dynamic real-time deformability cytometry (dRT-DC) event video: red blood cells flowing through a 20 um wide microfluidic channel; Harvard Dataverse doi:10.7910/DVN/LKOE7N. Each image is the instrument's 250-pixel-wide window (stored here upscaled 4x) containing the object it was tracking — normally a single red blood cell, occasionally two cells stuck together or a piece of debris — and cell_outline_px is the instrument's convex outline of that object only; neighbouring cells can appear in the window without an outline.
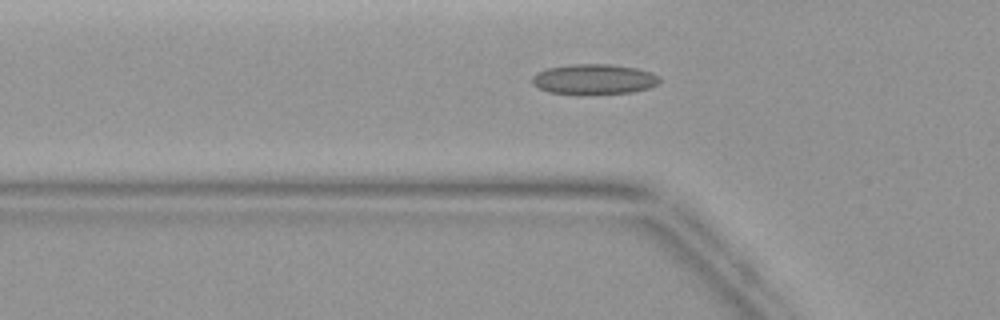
{"species": "common noctule bat (a hibernating species)", "species_latin": "Nyctalus noctula", "temperature_condition": "warm", "stored_images_in_passage": 43, "camera_frame_rate_fps": 3000, "um_per_image_px": 0.085, "animal": {"sex": "female", "body_mass_g": 19.9}, "frame": {"image": 1, "passage_image": 13, "time_ms": 4.0, "image_size_px": [1000, 320], "cell_outline_px": [[660, 80], [656, 84], [648, 88], [632, 92], [548, 92], [532, 84], [532, 76], [536, 72], [548, 68], [572, 64], [608, 64], [636, 68], [652, 72], [660, 76]], "centroid_in_image_um": [50.5, 6.69], "position_along_channel_um": 75.3, "area_um2": 21.73}}
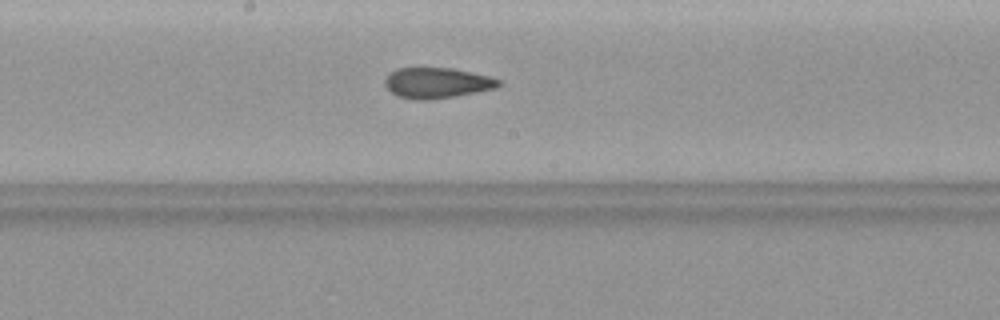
{"frame": {"image": 2, "passage_image": 22, "time_ms": 7.0, "image_size_px": [1000, 320], "cell_outline_px": [[500, 84], [496, 88], [456, 96], [432, 100], [416, 100], [396, 96], [384, 84], [384, 80], [392, 72], [400, 68], [448, 68], [488, 76], [500, 80]], "centroid_in_image_um": [37.12, 7.07], "position_along_channel_um": 211.1, "area_um2": 20.0}}
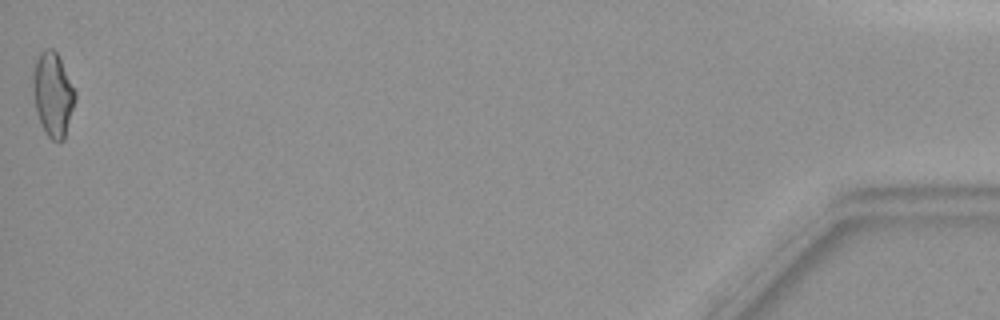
{"frame": {"image": 3, "passage_image": 43, "time_ms": 14.0, "image_size_px": [1000, 320], "cell_outline_px": [[76, 96], [64, 140], [52, 140], [44, 132], [36, 112], [32, 88], [32, 80], [36, 60], [40, 52], [44, 48], [52, 48], [56, 52], [76, 92]], "centroid_in_image_um": [4.47, 8.02], "position_along_channel_um": 430.7, "area_um2": 20.46}}